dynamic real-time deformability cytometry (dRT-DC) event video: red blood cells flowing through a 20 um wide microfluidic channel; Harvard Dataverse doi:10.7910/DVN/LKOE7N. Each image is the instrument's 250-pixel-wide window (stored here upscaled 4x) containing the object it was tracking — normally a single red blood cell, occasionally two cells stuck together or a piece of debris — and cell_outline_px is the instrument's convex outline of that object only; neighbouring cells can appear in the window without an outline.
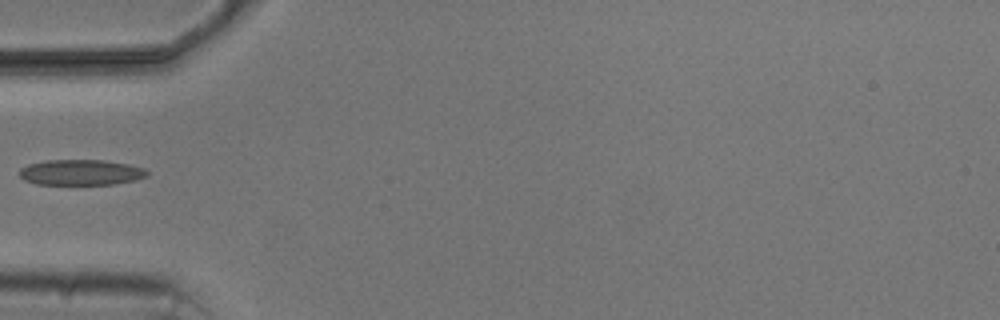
{"species": "common noctule bat (a hibernating species)", "species_latin": "Nyctalus noctula", "temperature_condition": "cold", "stored_images_in_passage": 6, "camera_frame_rate_fps": 3000, "um_per_image_px": 0.085, "animal": {"sex": "male", "body_mass_g": 20.5, "forearm_length_mm": 52.5}, "frame": {"image": 1, "passage_image": 5, "time_ms": 4.667, "image_size_px": [1000, 320], "cell_outline_px": [[148, 176], [136, 180], [112, 184], [36, 184], [24, 180], [20, 176], [20, 168], [28, 164], [48, 160], [104, 160], [128, 164], [144, 168], [148, 172]], "centroid_in_image_um": [6.88, 14.65], "position_along_channel_um": 78.1, "area_um2": 19.02}}
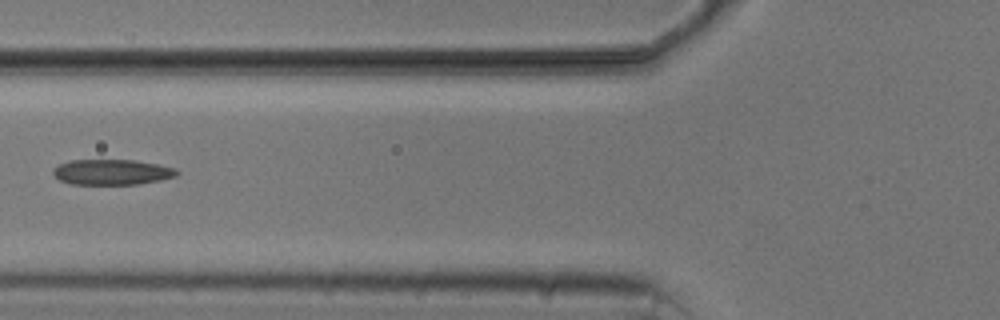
{"frame": {"image": 2, "passage_image": 6, "time_ms": 5.667, "image_size_px": [1000, 320], "cell_outline_px": [[180, 172], [176, 176], [160, 180], [140, 184], [72, 184], [60, 180], [52, 172], [52, 168], [60, 164], [72, 160], [136, 160], [176, 168]], "centroid_in_image_um": [9.53, 14.63], "position_along_channel_um": 116.3, "area_um2": 18.32}}